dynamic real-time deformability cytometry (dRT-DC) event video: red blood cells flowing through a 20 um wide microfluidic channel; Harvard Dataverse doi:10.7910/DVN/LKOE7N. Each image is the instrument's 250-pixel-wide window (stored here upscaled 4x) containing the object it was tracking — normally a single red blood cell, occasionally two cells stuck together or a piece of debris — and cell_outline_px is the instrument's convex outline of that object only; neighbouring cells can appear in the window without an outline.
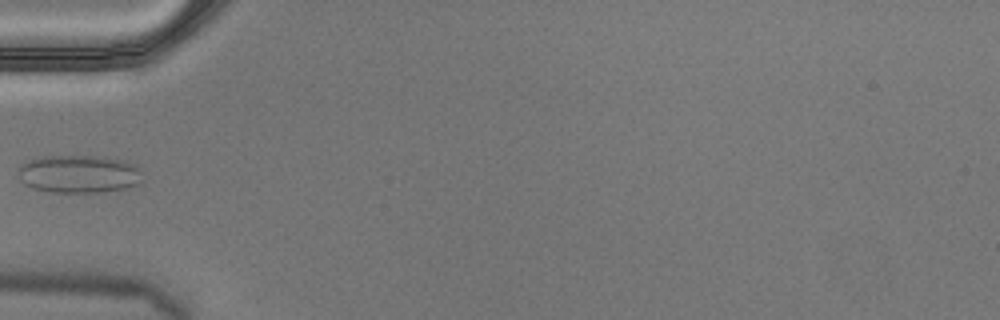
{"species": "Egyptian fruit bat (a non-hibernating species)", "species_latin": "Rousettus aegyptiacus", "temperature_condition": "cold", "stored_images_in_passage": 5, "camera_frame_rate_fps": 3000, "um_per_image_px": 0.085, "animal": {"sex": "male"}, "frame": {"image": 1, "passage_image": 5, "time_ms": 1.333, "image_size_px": [1000, 320], "cell_outline_px": [[144, 184], [124, 188], [100, 192], [48, 192], [32, 188], [24, 184], [20, 180], [20, 164], [24, 160], [36, 156], [100, 156], [124, 160], [136, 164], [144, 180]], "centroid_in_image_um": [6.72, 14.78], "position_along_channel_um": 78.3, "area_um2": 28.03}}